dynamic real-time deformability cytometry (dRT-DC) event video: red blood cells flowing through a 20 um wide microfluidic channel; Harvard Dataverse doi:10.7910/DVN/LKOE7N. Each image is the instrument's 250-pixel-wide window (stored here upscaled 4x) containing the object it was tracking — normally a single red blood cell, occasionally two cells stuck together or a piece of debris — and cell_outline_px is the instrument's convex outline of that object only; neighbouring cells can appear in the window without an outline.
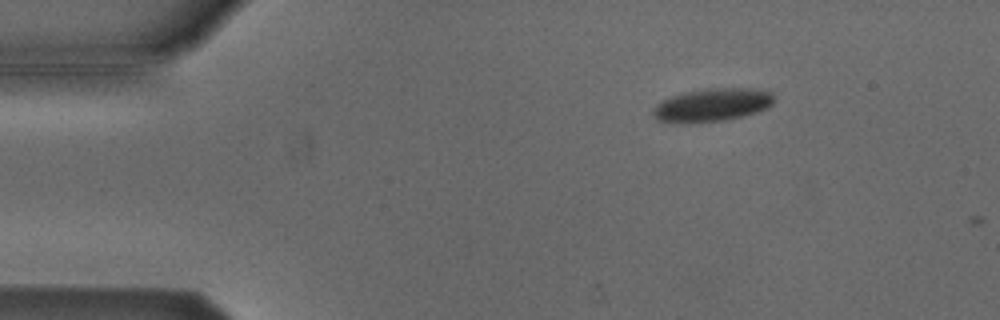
{"species": "Egyptian fruit bat (a non-hibernating species)", "species_latin": "Rousettus aegyptiacus", "temperature_condition": "cold", "stored_images_in_passage": 6, "camera_frame_rate_fps": 3000, "um_per_image_px": 0.085, "animal": {"sex": "male"}, "frame": {"image": 1, "passage_image": 3, "time_ms": 0.667, "image_size_px": [1000, 320], "cell_outline_px": [[772, 104], [768, 108], [756, 112], [724, 120], [656, 120], [652, 116], [652, 112], [656, 104], [660, 100], [684, 92], [708, 88], [752, 88], [772, 92]], "centroid_in_image_um": [60.56, 8.86], "position_along_channel_um": 24.4, "area_um2": 22.48}}